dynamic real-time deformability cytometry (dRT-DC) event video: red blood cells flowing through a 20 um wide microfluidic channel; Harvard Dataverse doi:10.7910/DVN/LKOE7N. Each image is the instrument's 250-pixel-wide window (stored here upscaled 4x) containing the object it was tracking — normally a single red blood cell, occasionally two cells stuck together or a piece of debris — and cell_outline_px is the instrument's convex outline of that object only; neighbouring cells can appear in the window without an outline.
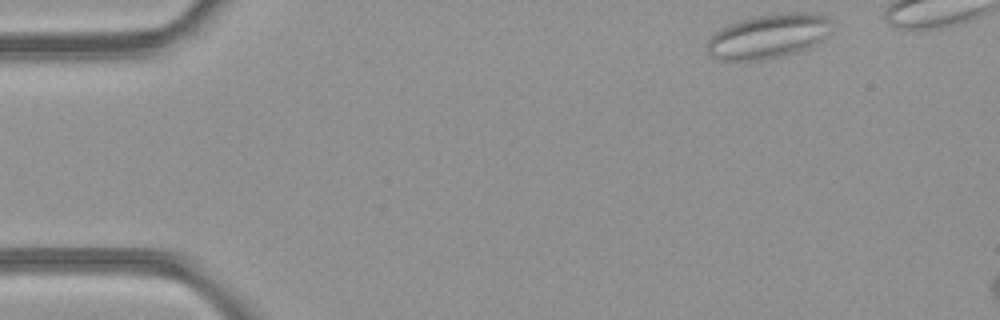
{"species": "common noctule bat (a hibernating species)", "species_latin": "Nyctalus noctula", "temperature_condition": "room temperature", "stored_images_in_passage": 8, "camera_frame_rate_fps": 3000, "um_per_image_px": 0.085, "animal": {"sex": "female", "body_mass_g": 21.9}, "frame": {"image": 1, "passage_image": 1, "time_ms": 0.0, "image_size_px": [1000, 320], "cell_outline_px": [[832, 20], [820, 40], [816, 44], [780, 56], [764, 60], [716, 60], [708, 52], [708, 40], [716, 32], [728, 24], [740, 20], [760, 16], [788, 12], [820, 12]], "centroid_in_image_um": [65.28, 3.06], "position_along_channel_um": 19.7, "area_um2": 31.56}}